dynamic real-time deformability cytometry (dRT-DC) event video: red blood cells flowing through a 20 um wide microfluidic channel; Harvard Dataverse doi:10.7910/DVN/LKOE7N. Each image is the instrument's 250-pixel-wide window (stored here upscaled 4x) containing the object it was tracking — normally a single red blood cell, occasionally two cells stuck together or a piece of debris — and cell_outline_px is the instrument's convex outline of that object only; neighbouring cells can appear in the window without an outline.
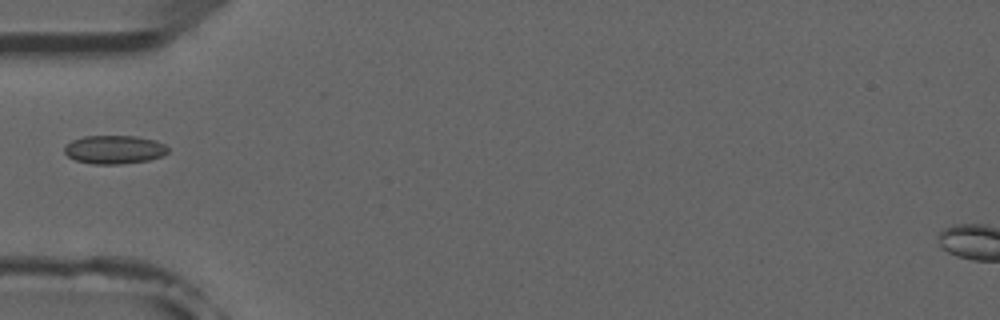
{"species": "common noctule bat (a hibernating species)", "species_latin": "Nyctalus noctula", "temperature_condition": "room temperature", "stored_images_in_passage": 4, "camera_frame_rate_fps": 3000, "um_per_image_px": 0.085, "animal": {"sex": "male", "forearm_length_mm": 52.5}, "frame": {"image": 1, "passage_image": 1, "time_ms": 0.0, "image_size_px": [1000, 320], "cell_outline_px": [[168, 152], [164, 156], [148, 160], [120, 164], [92, 164], [76, 160], [68, 156], [64, 152], [64, 148], [72, 140], [84, 136], [136, 136], [156, 140], [164, 144], [168, 148]], "centroid_in_image_um": [9.74, 12.71], "position_along_channel_um": 75.3, "area_um2": 17.22}}
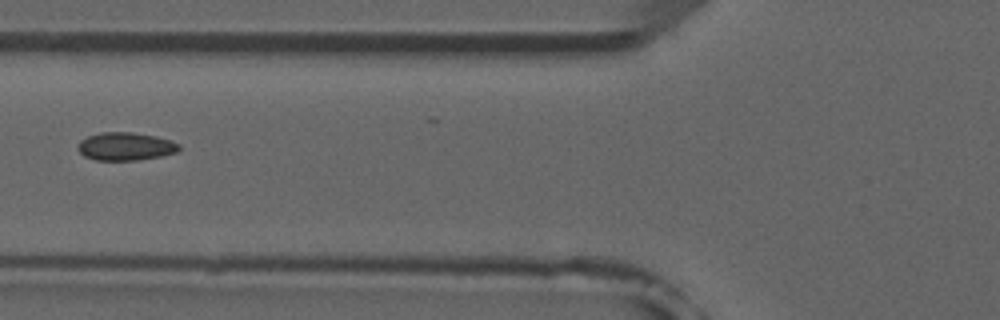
{"frame": {"image": 2, "passage_image": 2, "time_ms": 1.0, "image_size_px": [1000, 320], "cell_outline_px": [[180, 148], [176, 152], [160, 156], [136, 160], [96, 160], [84, 156], [76, 148], [80, 140], [88, 136], [100, 132], [132, 132], [156, 136], [180, 144]], "centroid_in_image_um": [10.63, 12.44], "position_along_channel_um": 115.2, "area_um2": 16.47}}
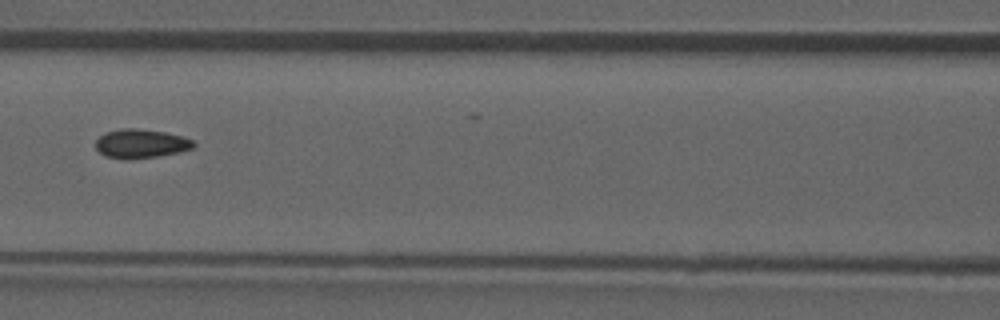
{"frame": {"image": 3, "passage_image": 3, "time_ms": 2.0, "image_size_px": [1000, 320], "cell_outline_px": [[196, 144], [192, 148], [180, 152], [156, 156], [128, 160], [124, 160], [104, 156], [96, 148], [96, 140], [104, 132], [120, 128], [136, 128], [164, 132], [180, 136], [192, 140]], "centroid_in_image_um": [11.93, 12.21], "position_along_channel_um": 154.7, "area_um2": 16.59}}